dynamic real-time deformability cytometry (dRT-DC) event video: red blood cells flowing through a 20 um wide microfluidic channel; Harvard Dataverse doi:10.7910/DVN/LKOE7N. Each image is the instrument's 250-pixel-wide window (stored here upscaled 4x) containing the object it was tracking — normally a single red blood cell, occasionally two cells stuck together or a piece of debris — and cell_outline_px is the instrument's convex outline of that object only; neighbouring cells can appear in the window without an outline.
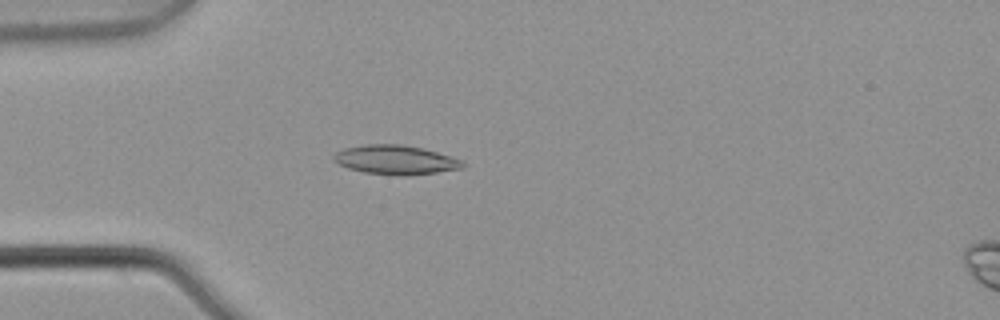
{"species": "common noctule bat (a hibernating species)", "species_latin": "Nyctalus noctula", "temperature_condition": "warm", "stored_images_in_passage": 3, "camera_frame_rate_fps": 3000, "um_per_image_px": 0.085, "animal": {"sex": "male", "body_mass_g": 21.5, "forearm_length_mm": 52.0}, "frame": {"image": 1, "passage_image": 2, "time_ms": 0.333, "image_size_px": [1000, 320], "cell_outline_px": [[464, 168], [408, 176], [404, 176], [364, 172], [348, 168], [332, 160], [332, 156], [336, 152], [344, 148], [364, 144], [400, 144], [424, 148], [460, 160], [464, 164]], "centroid_in_image_um": [33.58, 13.58], "position_along_channel_um": 51.4, "area_um2": 21.85}}